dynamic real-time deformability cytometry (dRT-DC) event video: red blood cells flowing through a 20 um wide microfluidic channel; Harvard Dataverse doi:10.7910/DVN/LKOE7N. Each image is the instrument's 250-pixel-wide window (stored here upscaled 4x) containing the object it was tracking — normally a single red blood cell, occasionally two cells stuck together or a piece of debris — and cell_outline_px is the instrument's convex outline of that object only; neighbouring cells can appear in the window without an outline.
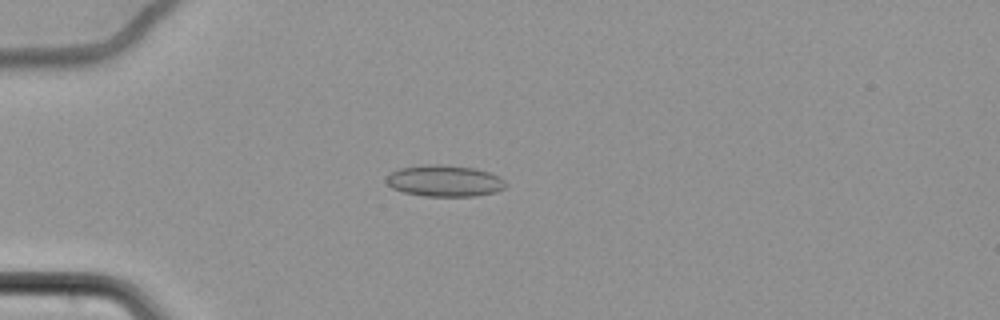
{"species": "common noctule bat (a hibernating species)", "species_latin": "Nyctalus noctula", "temperature_condition": "cold", "stored_images_in_passage": 59, "camera_frame_rate_fps": 3000, "um_per_image_px": 0.085, "animal": {"sex": "female", "body_mass_g": 22.7, "forearm_length_mm": 54.2}, "frame": {"image": 1, "passage_image": 16, "time_ms": 5.0, "image_size_px": [1000, 320], "cell_outline_px": [[508, 184], [504, 188], [496, 192], [476, 196], [424, 196], [404, 192], [392, 188], [384, 180], [392, 172], [400, 168], [428, 164], [440, 164], [476, 168], [500, 176]], "centroid_in_image_um": [37.82, 15.37], "position_along_channel_um": 47.2, "area_um2": 21.96}}
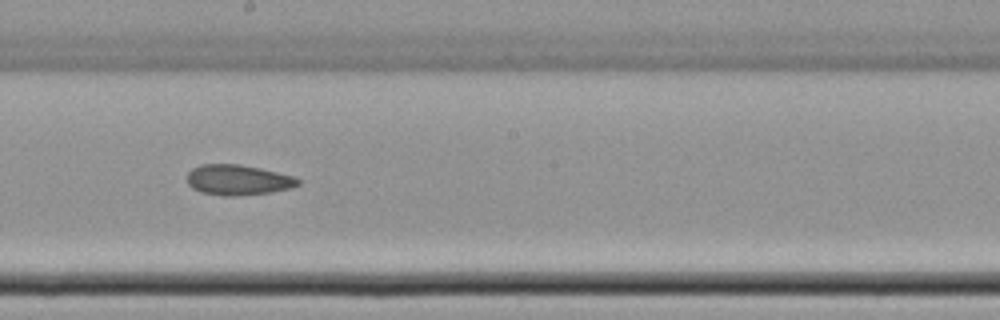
{"frame": {"image": 2, "passage_image": 34, "time_ms": 11.0, "image_size_px": [1000, 320], "cell_outline_px": [[300, 184], [292, 188], [272, 192], [236, 196], [224, 196], [200, 192], [192, 188], [188, 184], [188, 172], [192, 168], [200, 164], [240, 164], [260, 168], [296, 176], [300, 180]], "centroid_in_image_um": [20.25, 15.29], "position_along_channel_um": 227.9, "area_um2": 19.88}}
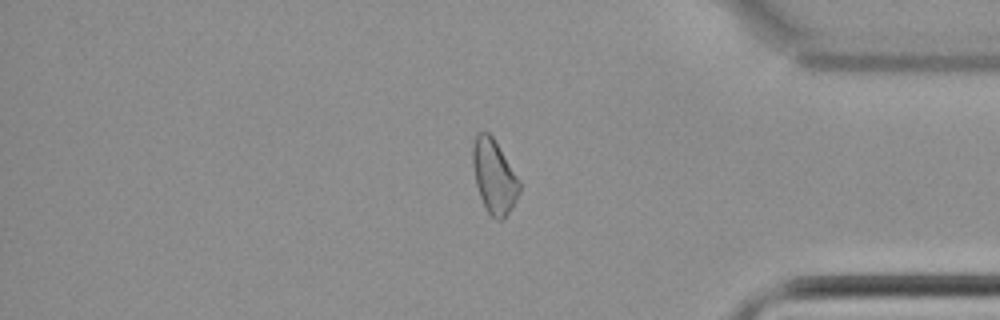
{"frame": {"image": 3, "passage_image": 50, "time_ms": 16.333, "image_size_px": [1000, 320], "cell_outline_px": [[520, 192], [516, 200], [504, 220], [496, 220], [488, 212], [480, 196], [476, 184], [472, 164], [472, 148], [476, 136], [480, 132], [488, 132], [492, 136], [520, 180]], "centroid_in_image_um": [42.0, 15.02], "position_along_channel_um": 393.2, "area_um2": 19.94}, "authors_computed_cell_mechanics": {"area_um2": 20.2878, "velocity_mm_per_s": 3.4685, "shape_relaxation_time_tau1_ms": null, "shape_relaxation_time_tau2_ms": 9.3297, "deformation_change_tau1": null, "deformation_change_tau2": 0.1377}}